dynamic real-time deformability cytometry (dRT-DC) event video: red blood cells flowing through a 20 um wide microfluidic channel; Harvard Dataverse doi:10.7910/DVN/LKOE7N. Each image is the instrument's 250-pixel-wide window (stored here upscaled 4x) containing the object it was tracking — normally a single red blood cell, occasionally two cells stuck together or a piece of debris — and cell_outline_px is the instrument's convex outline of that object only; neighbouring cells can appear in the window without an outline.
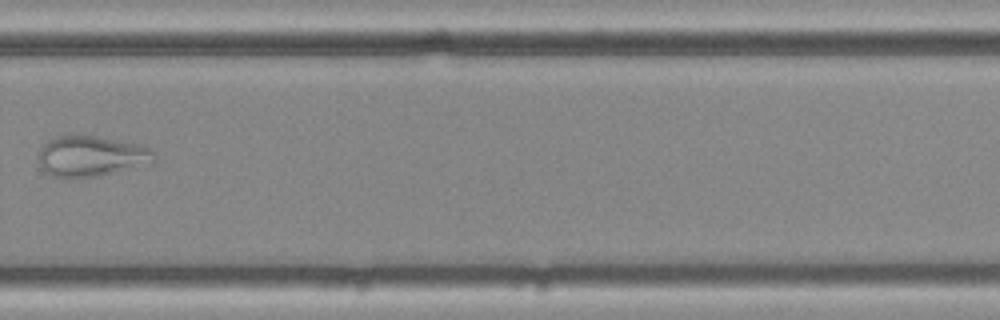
{"species": "common noctule bat (a hibernating species)", "species_latin": "Nyctalus noctula", "temperature_condition": "cold", "stored_images_in_passage": 9, "camera_frame_rate_fps": 3000, "um_per_image_px": 0.085, "animal": {"sex": "female", "body_mass_g": 25.1}, "frame": {"image": 1, "passage_image": 9, "time_ms": 2.667, "image_size_px": [1000, 320], "cell_outline_px": [[156, 160], [112, 172], [96, 176], [52, 176], [44, 172], [40, 168], [40, 148], [48, 140], [60, 136], [80, 132], [140, 144], [152, 148], [156, 156]], "centroid_in_image_um": [7.73, 13.2], "position_along_channel_um": 322.1, "area_um2": 27.28}}